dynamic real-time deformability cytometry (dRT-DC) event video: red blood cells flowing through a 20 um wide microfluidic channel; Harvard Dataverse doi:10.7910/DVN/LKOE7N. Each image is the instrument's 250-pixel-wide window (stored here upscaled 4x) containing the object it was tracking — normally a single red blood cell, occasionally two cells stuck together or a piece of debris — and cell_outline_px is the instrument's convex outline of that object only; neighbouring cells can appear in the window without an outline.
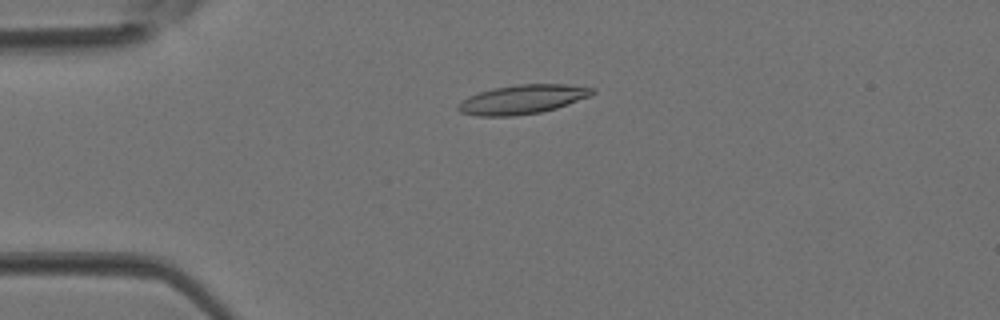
{"species": "Egyptian fruit bat (a non-hibernating species)", "species_latin": "Rousettus aegyptiacus", "temperature_condition": "room temperature", "stored_images_in_passage": 3, "camera_frame_rate_fps": 3000, "um_per_image_px": 0.085, "animal": {"sex": "female"}, "frame": {"image": 1, "passage_image": 3, "time_ms": 0.667, "image_size_px": [1000, 320], "cell_outline_px": [[596, 92], [592, 96], [556, 108], [540, 112], [512, 116], [480, 116], [460, 112], [456, 108], [456, 104], [460, 100], [468, 96], [492, 88], [516, 84], [568, 84], [596, 88]], "centroid_in_image_um": [44.42, 8.43], "position_along_channel_um": 40.6, "area_um2": 23.06}}